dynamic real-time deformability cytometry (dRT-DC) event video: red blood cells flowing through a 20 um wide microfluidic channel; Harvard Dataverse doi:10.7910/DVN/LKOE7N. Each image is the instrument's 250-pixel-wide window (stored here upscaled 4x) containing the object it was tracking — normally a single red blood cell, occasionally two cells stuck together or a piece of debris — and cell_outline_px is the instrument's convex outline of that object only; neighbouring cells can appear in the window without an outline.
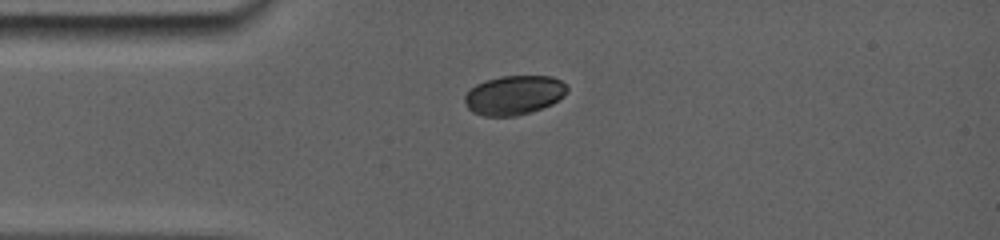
{"species": "common noctule bat (a hibernating species)", "species_latin": "Nyctalus noctula", "temperature_condition": "room temperature", "stored_images_in_passage": 35, "camera_frame_rate_fps": 5000, "um_per_image_px": 0.085, "animal": {"sex": "female", "body_mass_g": 19.0, "forearm_length_mm": 56.7}, "frame": {"image": 1, "passage_image": 1, "time_ms": 0.0, "image_size_px": [1000, 240], "cell_outline_px": [[568, 92], [564, 96], [552, 104], [528, 112], [512, 116], [484, 116], [472, 112], [468, 108], [464, 100], [464, 96], [476, 84], [500, 76], [552, 76], [568, 84]], "centroid_in_image_um": [43.72, 8.07], "position_along_channel_um": 41.3, "area_um2": 23.35}}
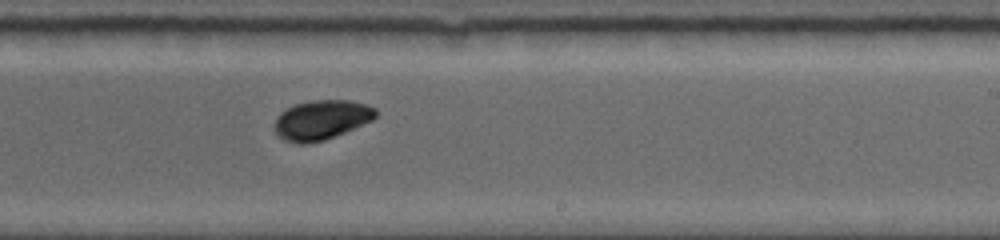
{"frame": {"image": 2, "passage_image": 16, "time_ms": 6.2, "image_size_px": [1000, 240], "cell_outline_px": [[376, 116], [372, 120], [344, 132], [324, 140], [304, 144], [296, 144], [284, 140], [276, 132], [276, 116], [280, 112], [296, 104], [312, 100], [348, 100], [364, 104], [376, 108]], "centroid_in_image_um": [27.31, 10.19], "position_along_channel_um": 261.7, "area_um2": 23.0}}
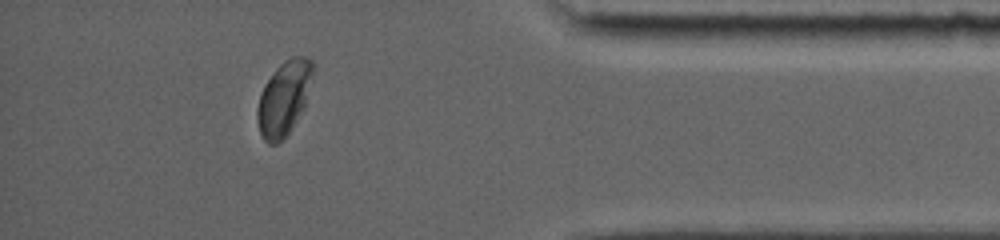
{"frame": {"image": 3, "passage_image": 30, "time_ms": 10.6, "image_size_px": [1000, 240], "cell_outline_px": [[316, 68], [304, 108], [288, 132], [276, 144], [268, 144], [264, 140], [260, 132], [256, 116], [256, 108], [264, 84], [276, 68], [284, 60], [292, 56], [304, 56], [312, 60]], "centroid_in_image_um": [24.16, 8.29], "position_along_channel_um": 411.0, "area_um2": 24.16}, "authors_computed_cell_mechanics": {"area_um2": 23.3512, "velocity_mm_per_s": 3.8346, "shape_relaxation_time_tau1_ms": 1.1643, "shape_relaxation_time_tau2_ms": null, "deformation_change_tau1": 0.0636, "deformation_change_tau2": null}}